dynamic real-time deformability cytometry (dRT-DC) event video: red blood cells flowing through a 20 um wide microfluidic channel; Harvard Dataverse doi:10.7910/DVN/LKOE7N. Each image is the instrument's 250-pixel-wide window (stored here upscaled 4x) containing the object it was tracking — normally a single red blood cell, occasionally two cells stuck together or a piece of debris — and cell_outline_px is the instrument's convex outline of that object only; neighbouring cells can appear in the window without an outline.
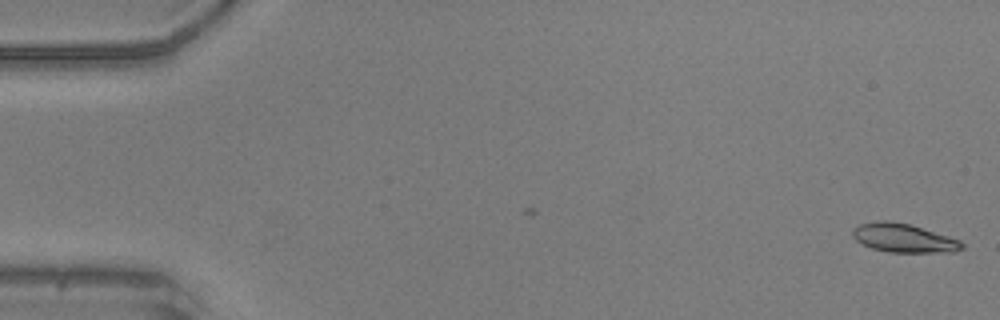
{"species": "common noctule bat (a hibernating species)", "species_latin": "Nyctalus noctula", "temperature_condition": "warm", "stored_images_in_passage": 5, "camera_frame_rate_fps": 3000, "um_per_image_px": 0.085, "animal": {"sex": "male", "body_mass_g": 20.5, "forearm_length_mm": 52.5}, "frame": {"image": 1, "passage_image": 5, "time_ms": 1.333, "image_size_px": [1000, 320], "cell_outline_px": [[964, 248], [952, 252], [888, 252], [872, 248], [856, 240], [852, 236], [852, 228], [860, 224], [876, 220], [888, 220], [908, 224], [948, 236], [960, 240], [964, 244]], "centroid_in_image_um": [76.79, 20.23], "position_along_channel_um": 8.2, "area_um2": 18.21}}